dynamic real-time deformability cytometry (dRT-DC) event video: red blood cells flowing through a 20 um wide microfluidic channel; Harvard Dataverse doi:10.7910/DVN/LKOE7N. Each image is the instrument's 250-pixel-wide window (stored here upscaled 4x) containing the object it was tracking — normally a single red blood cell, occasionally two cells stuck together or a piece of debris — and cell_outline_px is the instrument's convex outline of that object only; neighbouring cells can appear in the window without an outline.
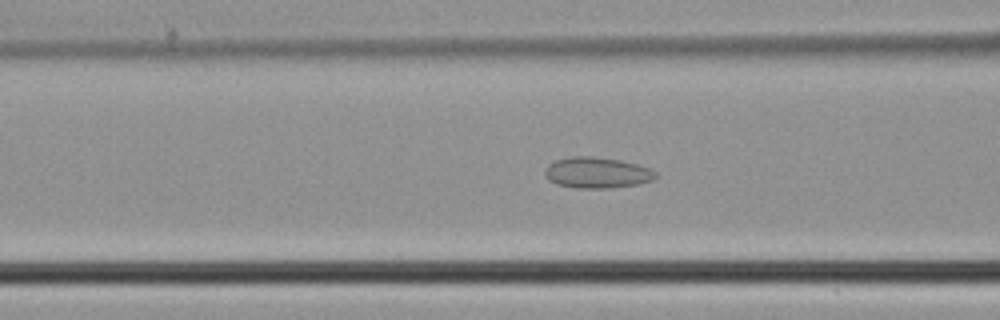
{"species": "common noctule bat (a hibernating species)", "species_latin": "Nyctalus noctula", "temperature_condition": "cold", "stored_images_in_passage": 43, "camera_frame_rate_fps": 3000, "um_per_image_px": 0.085, "animal": {"sex": "male", "body_mass_g": 21.5, "forearm_length_mm": 52.0}, "frame": {"image": 1, "passage_image": 19, "time_ms": 6.0, "image_size_px": [1000, 320], "cell_outline_px": [[656, 176], [652, 180], [636, 184], [612, 188], [576, 188], [560, 184], [548, 180], [544, 172], [548, 164], [556, 160], [572, 156], [592, 156], [620, 160], [636, 164], [648, 168], [656, 172]], "centroid_in_image_um": [50.72, 14.67], "position_along_channel_um": 115.9, "area_um2": 19.77}}
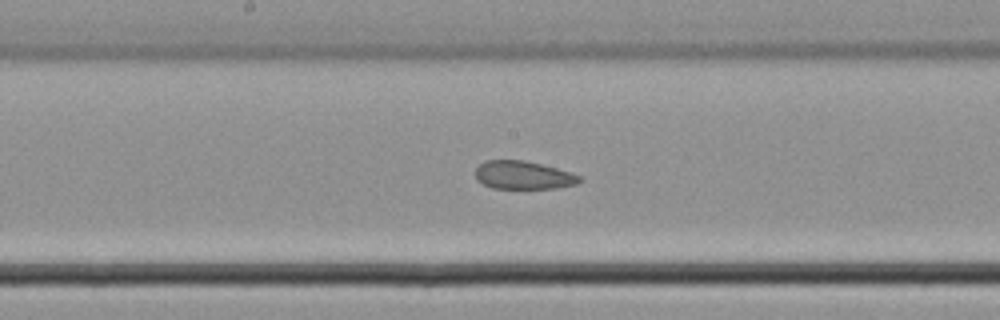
{"frame": {"image": 2, "passage_image": 25, "time_ms": 8.0, "image_size_px": [1000, 320], "cell_outline_px": [[584, 180], [576, 184], [556, 188], [492, 188], [476, 180], [476, 168], [484, 160], [524, 160], [572, 172], [580, 176]], "centroid_in_image_um": [44.49, 14.88], "position_along_channel_um": 203.7, "area_um2": 17.11}}
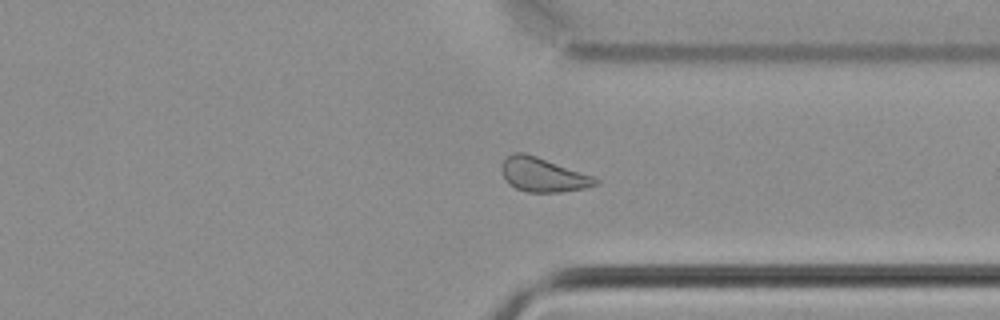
{"frame": {"image": 3, "passage_image": 36, "time_ms": 11.667, "image_size_px": [1000, 320], "cell_outline_px": [[600, 184], [584, 188], [560, 192], [528, 192], [516, 188], [508, 184], [504, 180], [500, 168], [504, 160], [512, 152], [524, 152], [536, 156], [592, 176], [600, 180]], "centroid_in_image_um": [46.12, 14.86], "position_along_channel_um": 365.3, "area_um2": 18.61}}